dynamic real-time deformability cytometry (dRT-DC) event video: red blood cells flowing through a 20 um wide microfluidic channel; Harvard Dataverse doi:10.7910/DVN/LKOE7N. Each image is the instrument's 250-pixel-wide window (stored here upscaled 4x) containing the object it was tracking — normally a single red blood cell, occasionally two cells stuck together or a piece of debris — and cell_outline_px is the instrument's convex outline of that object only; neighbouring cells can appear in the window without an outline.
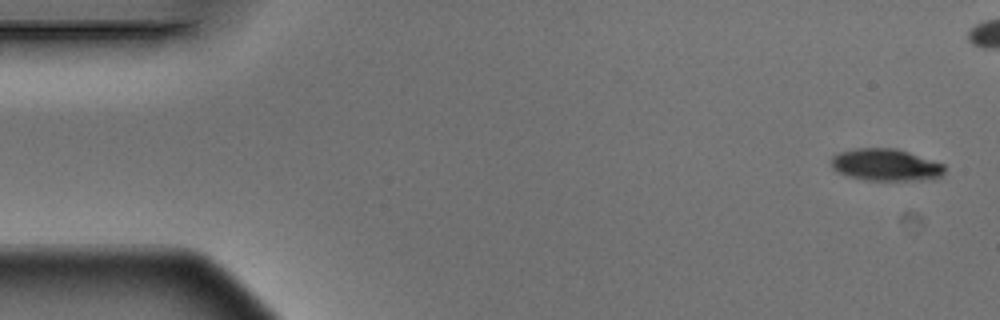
{"species": "Egyptian fruit bat (a non-hibernating species)", "species_latin": "Rousettus aegyptiacus", "temperature_condition": "warm", "stored_images_in_passage": 6, "camera_frame_rate_fps": 3000, "um_per_image_px": 0.085, "animal": {"sex": "male"}, "frame": {"image": 1, "passage_image": 1, "time_ms": 0.0, "image_size_px": [1000, 320], "cell_outline_px": [[944, 172], [936, 180], [864, 180], [848, 176], [836, 172], [832, 168], [832, 156], [840, 152], [856, 148], [896, 148], [944, 164]], "centroid_in_image_um": [75.29, 14.02], "position_along_channel_um": 9.7, "area_um2": 21.27}}